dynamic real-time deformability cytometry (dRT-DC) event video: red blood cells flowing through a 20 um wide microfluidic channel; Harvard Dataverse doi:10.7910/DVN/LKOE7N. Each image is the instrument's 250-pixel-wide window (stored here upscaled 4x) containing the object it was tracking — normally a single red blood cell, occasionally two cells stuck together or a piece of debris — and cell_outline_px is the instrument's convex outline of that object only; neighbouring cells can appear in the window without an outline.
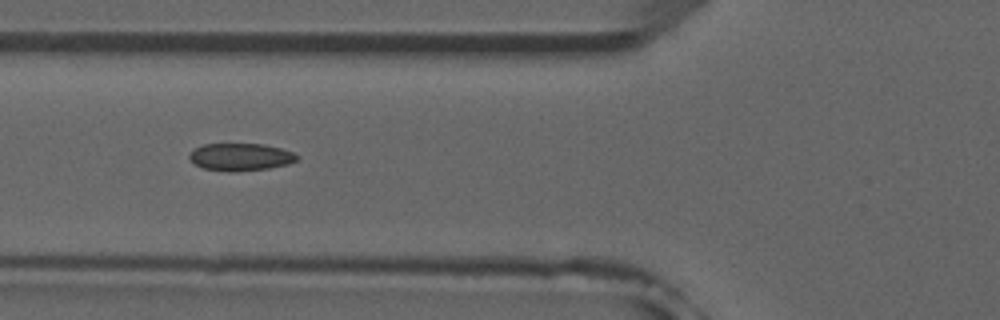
{"species": "common noctule bat (a hibernating species)", "species_latin": "Nyctalus noctula", "temperature_condition": "room temperature", "stored_images_in_passage": 7, "camera_frame_rate_fps": 3000, "um_per_image_px": 0.085, "animal": {"sex": "male", "forearm_length_mm": 52.5}, "frame": {"image": 1, "passage_image": 5, "time_ms": 4.667, "image_size_px": [1000, 320], "cell_outline_px": [[300, 156], [296, 160], [288, 164], [268, 168], [236, 172], [228, 172], [200, 168], [188, 156], [196, 148], [204, 144], [264, 144], [280, 148], [292, 152]], "centroid_in_image_um": [20.45, 13.35], "position_along_channel_um": 105.3, "area_um2": 17.17}}
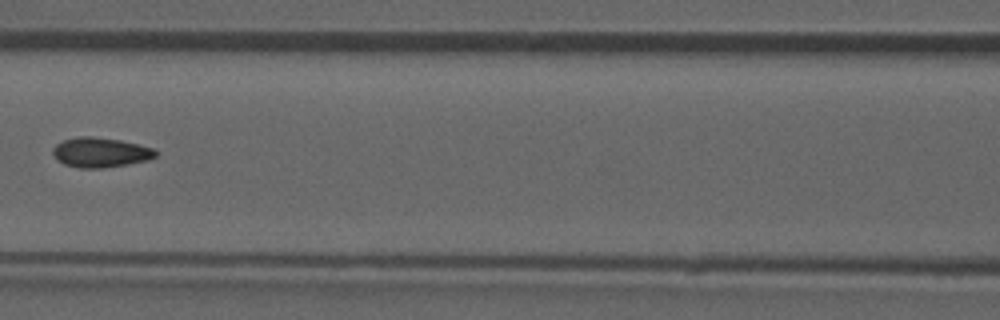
{"frame": {"image": 2, "passage_image": 6, "time_ms": 6.0, "image_size_px": [1000, 320], "cell_outline_px": [[156, 156], [148, 160], [128, 164], [104, 168], [76, 168], [64, 164], [56, 160], [52, 152], [52, 148], [56, 144], [64, 140], [80, 136], [92, 136], [120, 140], [140, 144], [152, 148], [156, 152]], "centroid_in_image_um": [8.51, 12.96], "position_along_channel_um": 158.1, "area_um2": 17.98}}